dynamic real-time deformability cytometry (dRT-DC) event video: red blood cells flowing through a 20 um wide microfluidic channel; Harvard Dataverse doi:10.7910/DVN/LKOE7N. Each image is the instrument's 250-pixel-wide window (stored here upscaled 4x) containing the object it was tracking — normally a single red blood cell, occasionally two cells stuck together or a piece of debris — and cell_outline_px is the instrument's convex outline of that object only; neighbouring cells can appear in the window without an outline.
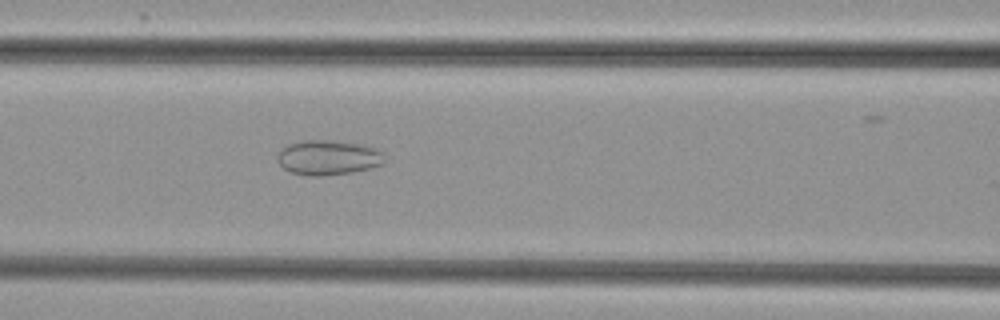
{"species": "common noctule bat (a hibernating species)", "species_latin": "Nyctalus noctula", "temperature_condition": "cold", "stored_images_in_passage": 44, "camera_frame_rate_fps": 3000, "um_per_image_px": 0.085, "animal": {"sex": "female", "body_mass_g": 29.2, "forearm_length_mm": 56.3}, "frame": {"image": 1, "passage_image": 19, "time_ms": 6.0, "image_size_px": [1000, 320], "cell_outline_px": [[384, 164], [352, 172], [320, 176], [308, 176], [292, 172], [284, 168], [280, 164], [276, 156], [280, 148], [288, 144], [304, 140], [336, 140], [364, 144], [376, 148], [384, 152]], "centroid_in_image_um": [27.9, 13.37], "position_along_channel_um": 138.7, "area_um2": 22.02}}
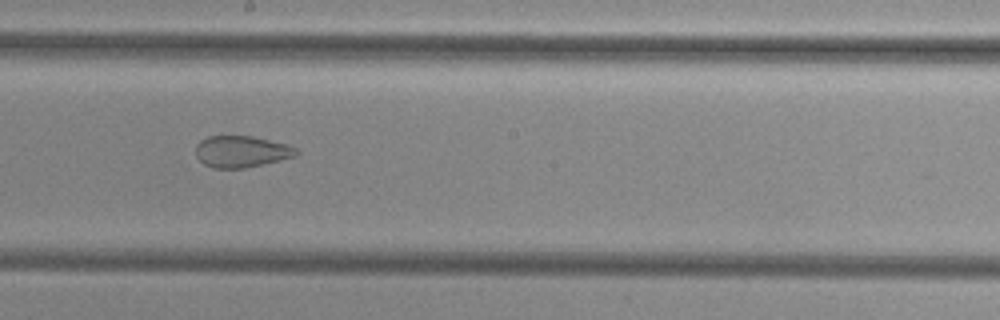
{"frame": {"image": 2, "passage_image": 26, "time_ms": 8.333, "image_size_px": [1000, 320], "cell_outline_px": [[300, 152], [296, 156], [244, 168], [216, 168], [204, 164], [196, 156], [196, 144], [200, 140], [208, 136], [252, 136], [288, 144], [296, 148]], "centroid_in_image_um": [20.52, 12.87], "position_along_channel_um": 227.7, "area_um2": 18.44}}
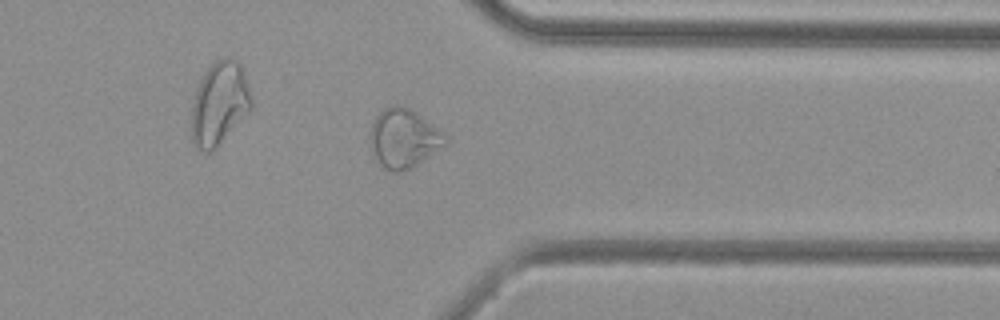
{"frame": {"image": 3, "passage_image": 38, "time_ms": 12.333, "image_size_px": [1000, 320], "cell_outline_px": [[448, 140], [444, 144], [412, 168], [400, 172], [392, 172], [384, 168], [372, 156], [368, 140], [368, 132], [376, 116], [384, 108], [392, 104], [400, 104], [416, 112], [444, 132], [448, 136]], "centroid_in_image_um": [34.25, 11.75], "position_along_channel_um": 377.1, "area_um2": 26.18}, "authors_computed_cell_mechanics": {"area_um2": 24.7962, "velocity_mm_per_s": 3.8284, "shape_relaxation_time_tau1_ms": null, "shape_relaxation_time_tau2_ms": 1.5001, "deformation_change_tau1": null, "deformation_change_tau2": 0.0714}}